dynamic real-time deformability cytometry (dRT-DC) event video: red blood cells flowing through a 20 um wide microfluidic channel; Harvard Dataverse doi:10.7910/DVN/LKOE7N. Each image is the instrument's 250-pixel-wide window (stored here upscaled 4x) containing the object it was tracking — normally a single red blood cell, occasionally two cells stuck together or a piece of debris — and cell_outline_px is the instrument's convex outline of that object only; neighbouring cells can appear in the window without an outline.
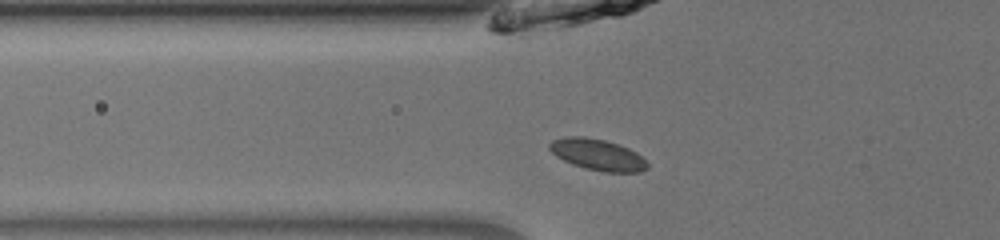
{"species": "common noctule bat (a hibernating species)", "species_latin": "Nyctalus noctula", "temperature_condition": "room temperature", "stored_images_in_passage": 47, "camera_frame_rate_fps": 3000, "um_per_image_px": 0.085, "animal": {"sex": "male", "body_mass_g": 13.0, "forearm_length_mm": 53.1}, "frame": {"image": 1, "passage_image": 14, "time_ms": 4.333, "image_size_px": [1000, 240], "cell_outline_px": [[648, 168], [640, 172], [604, 172], [572, 164], [556, 156], [548, 148], [548, 144], [552, 140], [564, 136], [584, 136], [604, 140], [628, 148], [636, 152], [648, 164]], "centroid_in_image_um": [50.76, 13.14], "position_along_channel_um": 75.0, "area_um2": 17.69}}
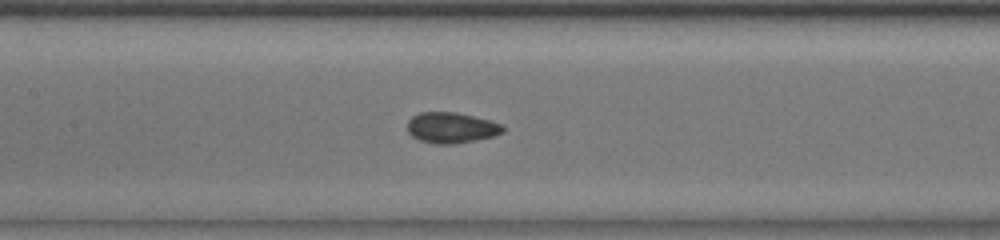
{"frame": {"image": 2, "passage_image": 21, "time_ms": 6.667, "image_size_px": [1000, 240], "cell_outline_px": [[504, 132], [496, 136], [456, 144], [432, 144], [420, 140], [412, 136], [408, 132], [408, 120], [412, 116], [420, 112], [456, 112], [488, 120], [500, 124], [504, 128]], "centroid_in_image_um": [38.35, 10.87], "position_along_channel_um": 169.0, "area_um2": 17.17}}
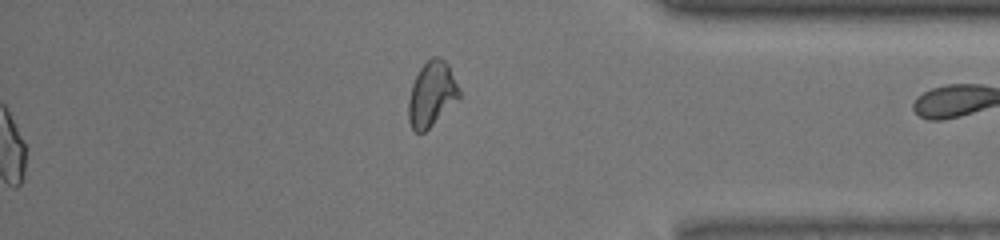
{"frame": {"image": 3, "passage_image": 47, "time_ms": 15.333, "image_size_px": [1000, 240], "cell_outline_px": [[460, 96], [424, 132], [416, 132], [412, 128], [408, 120], [408, 100], [412, 84], [420, 68], [432, 56], [440, 56], [448, 64], [460, 92]], "centroid_in_image_um": [36.66, 7.97], "position_along_channel_um": 398.5, "area_um2": 18.73}, "authors_computed_cell_mechanics": {"area_um2": 17.1088, "velocity_mm_per_s": 3.9968, "shape_relaxation_time_tau1_ms": null, "shape_relaxation_time_tau2_ms": 1.5838, "deformation_change_tau1": null, "deformation_change_tau2": 0.0554}}